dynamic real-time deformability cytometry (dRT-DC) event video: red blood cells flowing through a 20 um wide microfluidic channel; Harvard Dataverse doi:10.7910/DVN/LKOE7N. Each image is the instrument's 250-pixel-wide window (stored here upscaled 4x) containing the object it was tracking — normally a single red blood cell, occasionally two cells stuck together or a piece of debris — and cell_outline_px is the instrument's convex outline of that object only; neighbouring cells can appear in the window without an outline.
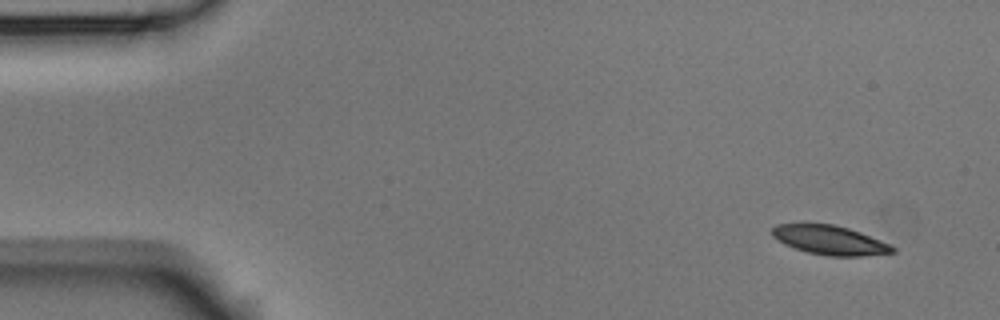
{"species": "Egyptian fruit bat (a non-hibernating species)", "species_latin": "Rousettus aegyptiacus", "temperature_condition": "room temperature", "stored_images_in_passage": 4, "camera_frame_rate_fps": 3000, "um_per_image_px": 0.085, "animal": {"sex": "male"}, "frame": {"image": 1, "passage_image": 1, "time_ms": 0.0, "image_size_px": [1000, 320], "cell_outline_px": [[896, 252], [860, 256], [828, 256], [808, 252], [784, 244], [772, 236], [772, 228], [776, 224], [800, 220], [832, 224], [848, 228], [860, 232], [888, 244], [896, 248]], "centroid_in_image_um": [70.43, 20.35], "position_along_channel_um": 14.6, "area_um2": 20.98}}
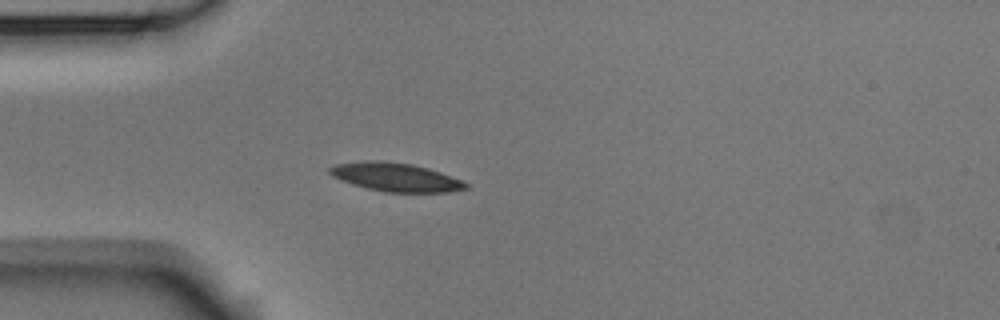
{"frame": {"image": 2, "passage_image": 4, "time_ms": 1.0, "image_size_px": [1000, 320], "cell_outline_px": [[468, 188], [448, 192], [384, 192], [352, 184], [340, 180], [332, 176], [328, 172], [328, 168], [336, 164], [364, 160], [384, 160], [412, 164], [428, 168], [440, 172], [460, 180], [468, 184]], "centroid_in_image_um": [33.58, 15.04], "position_along_channel_um": 51.4, "area_um2": 22.66}}